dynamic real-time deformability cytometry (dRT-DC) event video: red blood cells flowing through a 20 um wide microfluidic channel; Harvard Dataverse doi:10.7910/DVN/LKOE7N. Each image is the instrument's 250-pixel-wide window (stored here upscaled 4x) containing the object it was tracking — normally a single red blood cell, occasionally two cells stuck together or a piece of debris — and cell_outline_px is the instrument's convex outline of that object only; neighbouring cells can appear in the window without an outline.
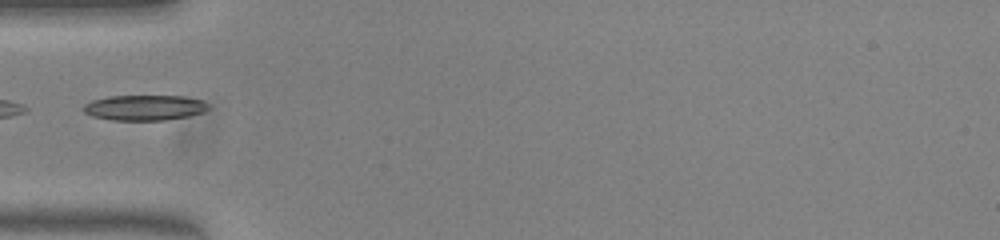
{"species": "common noctule bat (a hibernating species)", "species_latin": "Nyctalus noctula", "temperature_condition": "warm", "stored_images_in_passage": 33, "camera_frame_rate_fps": 3000, "um_per_image_px": 0.085, "animal": {"sex": "female", "body_mass_g": 23.0, "forearm_length_mm": 53.4}, "frame": {"image": 1, "passage_image": 1, "time_ms": 0.0, "image_size_px": [1000, 240], "cell_outline_px": [[212, 108], [204, 112], [188, 116], [164, 120], [112, 120], [92, 116], [84, 112], [80, 108], [84, 104], [92, 100], [108, 96], [184, 96], [204, 100]], "centroid_in_image_um": [12.3, 9.14], "position_along_channel_um": 72.7, "area_um2": 18.73}}
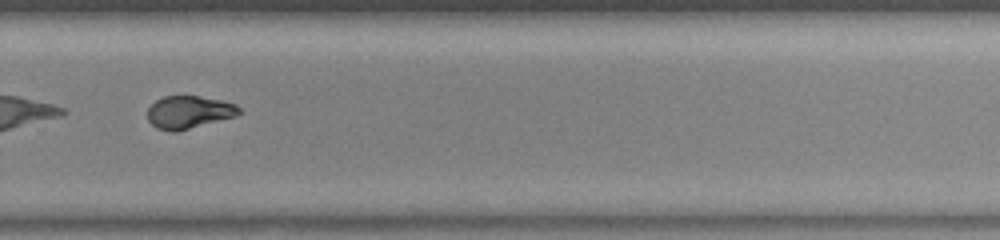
{"frame": {"image": 2, "passage_image": 19, "time_ms": 6.0, "image_size_px": [1000, 240], "cell_outline_px": [[244, 112], [236, 116], [176, 132], [172, 132], [156, 128], [148, 120], [148, 108], [156, 100], [164, 96], [196, 96], [220, 100], [236, 104]], "centroid_in_image_um": [16.07, 9.54], "position_along_channel_um": 313.7, "area_um2": 17.46}}